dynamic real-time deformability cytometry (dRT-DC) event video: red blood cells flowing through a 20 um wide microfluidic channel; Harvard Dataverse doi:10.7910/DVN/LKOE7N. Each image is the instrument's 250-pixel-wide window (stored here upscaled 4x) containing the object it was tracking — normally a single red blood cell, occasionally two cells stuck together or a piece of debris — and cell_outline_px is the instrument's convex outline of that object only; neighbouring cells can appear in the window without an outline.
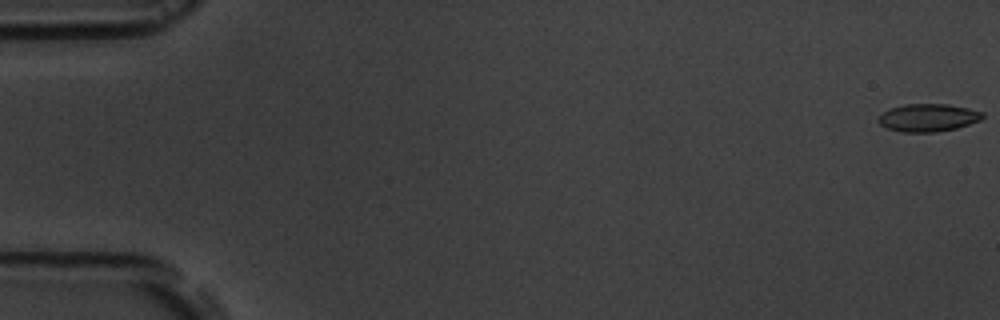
{"species": "common noctule bat (a hibernating species)", "species_latin": "Nyctalus noctula", "temperature_condition": "room temperature", "stored_images_in_passage": 6, "camera_frame_rate_fps": 3000, "um_per_image_px": 0.085, "animal": {"sex": "male", "body_mass_g": 19.5, "forearm_length_mm": 54.6}, "frame": {"image": 1, "passage_image": 6, "time_ms": 6.667, "image_size_px": [1000, 320], "cell_outline_px": [[984, 116], [980, 120], [956, 128], [936, 132], [900, 132], [888, 128], [880, 124], [876, 120], [888, 108], [904, 104], [948, 104], [968, 108], [984, 112]], "centroid_in_image_um": [78.87, 9.99], "position_along_channel_um": 6.1, "area_um2": 16.88}}